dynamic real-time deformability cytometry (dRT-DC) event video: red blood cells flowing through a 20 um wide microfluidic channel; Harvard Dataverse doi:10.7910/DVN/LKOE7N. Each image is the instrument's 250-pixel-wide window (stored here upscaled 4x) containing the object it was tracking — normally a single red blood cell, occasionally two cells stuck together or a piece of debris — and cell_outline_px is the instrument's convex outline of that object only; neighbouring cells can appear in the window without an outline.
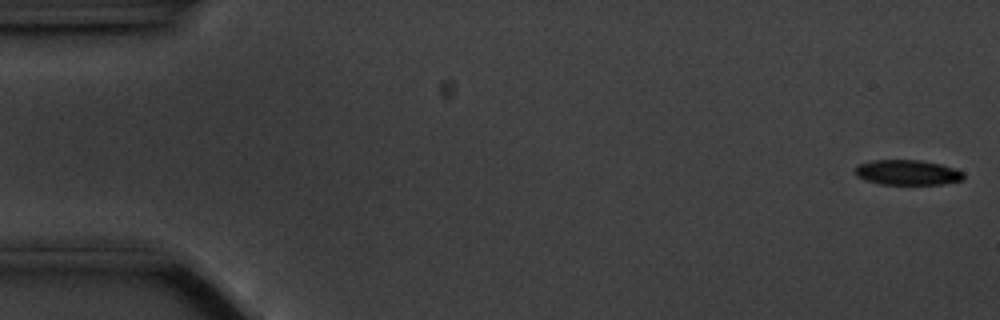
{"species": "common noctule bat (a hibernating species)", "species_latin": "Nyctalus noctula", "temperature_condition": "cold", "stored_images_in_passage": 56, "camera_frame_rate_fps": 3000, "um_per_image_px": 0.085, "animal": {"sex": "male", "body_mass_g": 20.1, "forearm_length_mm": 53.5}, "frame": {"image": 1, "passage_image": 1, "time_ms": 0.0, "image_size_px": [1000, 320], "cell_outline_px": [[964, 176], [960, 180], [940, 184], [880, 184], [856, 176], [856, 168], [860, 164], [872, 160], [920, 160], [940, 164], [964, 172]], "centroid_in_image_um": [77.13, 14.65], "position_along_channel_um": 7.9, "area_um2": 15.55}}
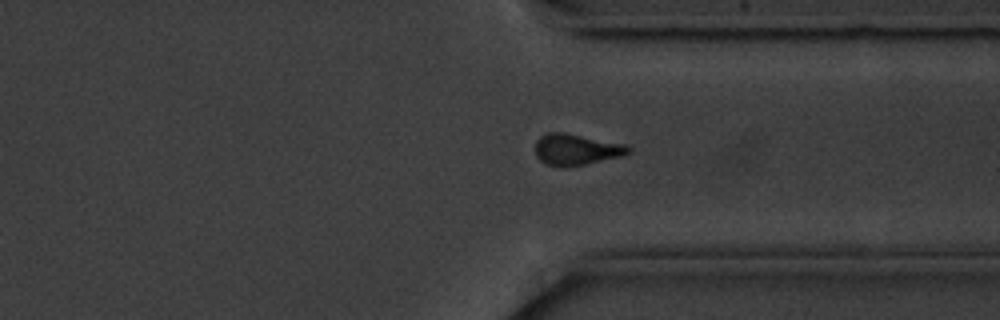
{"frame": {"image": 2, "passage_image": 42, "time_ms": 13.667, "image_size_px": [1000, 320], "cell_outline_px": [[632, 148], [624, 156], [564, 168], [544, 164], [536, 156], [536, 140], [540, 136], [548, 132], [564, 132], [624, 144]], "centroid_in_image_um": [48.95, 12.72], "position_along_channel_um": 362.4, "area_um2": 16.99}}
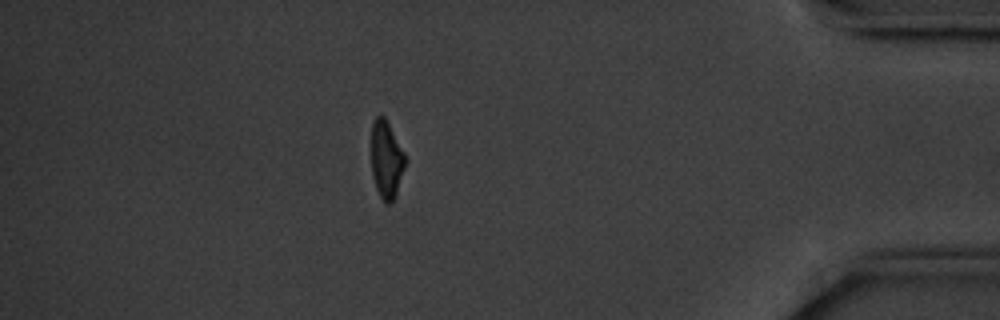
{"frame": {"image": 3, "passage_image": 49, "time_ms": 16.0, "image_size_px": [1000, 320], "cell_outline_px": [[404, 168], [396, 196], [392, 204], [384, 204], [376, 188], [372, 176], [372, 120], [376, 116], [384, 116], [404, 152]], "centroid_in_image_um": [32.83, 13.61], "position_along_channel_um": 402.4, "area_um2": 15.2}, "authors_computed_cell_mechanics": {"area_um2": 16.762, "velocity_mm_per_s": 3.5433, "shape_relaxation_time_tau1_ms": 5.3093, "shape_relaxation_time_tau2_ms": null, "deformation_change_tau1": 0.1387, "deformation_change_tau2": null}}